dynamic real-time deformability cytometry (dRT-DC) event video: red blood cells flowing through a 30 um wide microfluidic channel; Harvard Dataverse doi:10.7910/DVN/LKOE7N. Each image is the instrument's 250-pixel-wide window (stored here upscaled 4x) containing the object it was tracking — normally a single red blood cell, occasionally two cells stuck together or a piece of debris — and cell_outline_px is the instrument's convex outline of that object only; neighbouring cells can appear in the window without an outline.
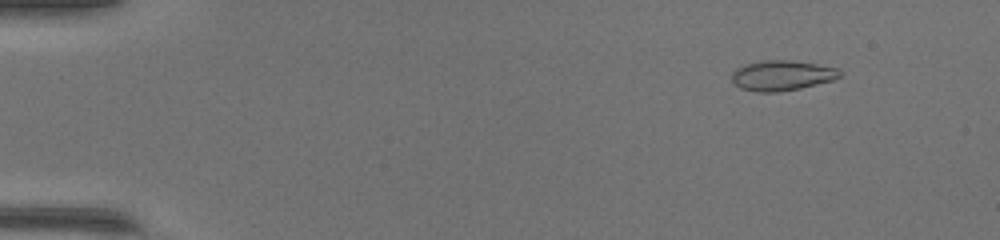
{"species": "common noctule bat (a hibernating species)", "species_latin": "Nyctalus noctula", "temperature_condition": "warm", "stored_images_in_passage": 46, "camera_frame_rate_fps": 3000, "um_per_image_px": 0.085, "animal": {"sex": "female", "body_mass_g": 17.0, "forearm_length_mm": 48.0}, "frame": {"image": 1, "passage_image": 2, "time_ms": 0.333, "image_size_px": [1000, 240], "cell_outline_px": [[844, 72], [840, 76], [832, 80], [800, 88], [776, 92], [756, 92], [740, 88], [732, 84], [732, 72], [736, 68], [744, 64], [760, 60], [788, 60], [816, 64], [836, 68]], "centroid_in_image_um": [66.41, 6.41], "position_along_channel_um": 18.6, "area_um2": 19.07}}
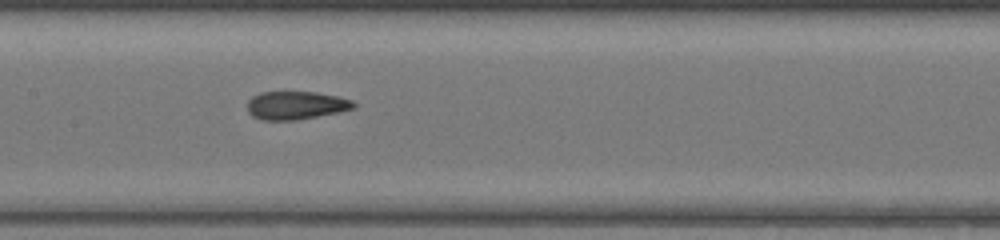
{"frame": {"image": 2, "passage_image": 22, "time_ms": 7.0, "image_size_px": [1000, 240], "cell_outline_px": [[356, 108], [340, 112], [296, 120], [260, 120], [252, 116], [248, 112], [248, 100], [252, 96], [260, 92], [316, 92], [340, 96], [352, 100], [356, 104]], "centroid_in_image_um": [25.17, 8.95], "position_along_channel_um": 182.2, "area_um2": 17.69}}
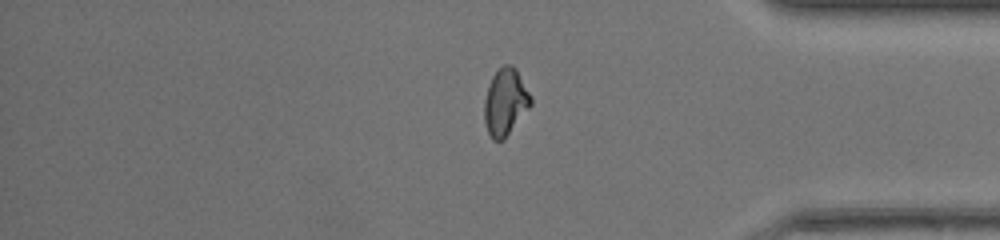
{"frame": {"image": 3, "passage_image": 38, "time_ms": 12.333, "image_size_px": [1000, 240], "cell_outline_px": [[532, 104], [504, 140], [492, 140], [484, 124], [484, 100], [488, 84], [492, 76], [504, 64], [512, 64], [516, 68], [532, 96]], "centroid_in_image_um": [42.95, 8.67], "position_along_channel_um": 392.2, "area_um2": 18.32}, "authors_computed_cell_mechanics": {"area_um2": 17.9758, "velocity_mm_per_s": 4.2811, "shape_relaxation_time_tau1_ms": null, "shape_relaxation_time_tau2_ms": 0.897, "deformation_change_tau1": null, "deformation_change_tau2": 0.0702}}